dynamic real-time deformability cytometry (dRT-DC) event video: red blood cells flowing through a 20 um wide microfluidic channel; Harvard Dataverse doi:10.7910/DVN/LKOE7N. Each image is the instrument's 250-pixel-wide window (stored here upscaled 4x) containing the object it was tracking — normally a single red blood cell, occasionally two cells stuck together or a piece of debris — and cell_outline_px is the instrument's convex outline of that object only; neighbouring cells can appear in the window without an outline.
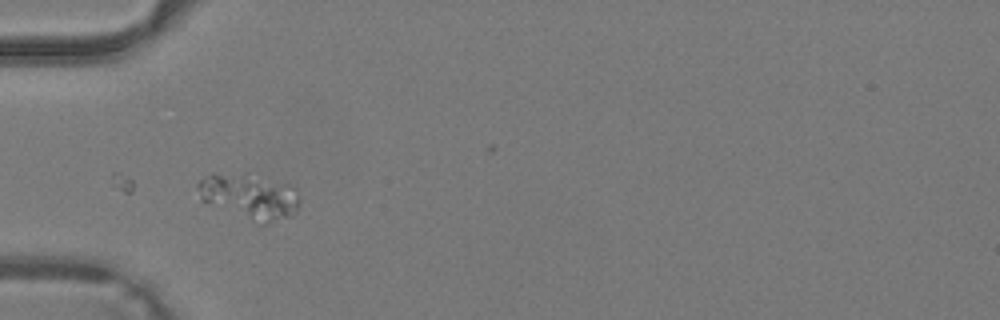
{"species": "common noctule bat (a hibernating species)", "species_latin": "Nyctalus noctula", "temperature_condition": "warm", "stored_images_in_passage": 6, "camera_frame_rate_fps": 3000, "um_per_image_px": 0.085, "animal": {"sex": "male", "body_mass_g": 19.2, "forearm_length_mm": 51.8}, "frame": {"image": 1, "passage_image": 3, "time_ms": 0.667, "image_size_px": [1000, 320], "cell_outline_px": [[300, 204], [296, 212], [292, 216], [264, 224], [260, 224], [200, 200], [196, 184], [200, 180], [212, 172], [248, 172], [288, 184], [292, 188], [300, 200]], "centroid_in_image_um": [21.18, 16.65], "position_along_channel_um": 63.8, "area_um2": 27.34}}